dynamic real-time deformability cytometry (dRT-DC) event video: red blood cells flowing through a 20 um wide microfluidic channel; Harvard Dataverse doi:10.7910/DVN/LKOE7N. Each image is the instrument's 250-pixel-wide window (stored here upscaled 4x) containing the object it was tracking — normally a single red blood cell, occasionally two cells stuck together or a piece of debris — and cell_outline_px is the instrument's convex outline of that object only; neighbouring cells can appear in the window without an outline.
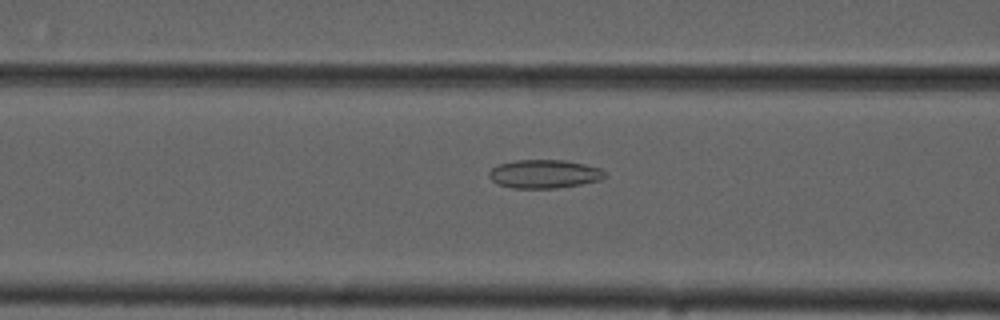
{"species": "common noctule bat (a hibernating species)", "species_latin": "Nyctalus noctula", "temperature_condition": "cold", "stored_images_in_passage": 53, "camera_frame_rate_fps": 3000, "um_per_image_px": 0.085, "animal": {"sex": "male", "forearm_length_mm": 52.5}, "frame": {"image": 1, "passage_image": 22, "time_ms": 7.0, "image_size_px": [1000, 320], "cell_outline_px": [[608, 176], [600, 180], [580, 184], [556, 188], [512, 188], [500, 184], [492, 180], [488, 176], [488, 172], [492, 168], [500, 164], [516, 160], [564, 160], [584, 164], [600, 168]], "centroid_in_image_um": [46.27, 14.78], "position_along_channel_um": 120.3, "area_um2": 19.13}}
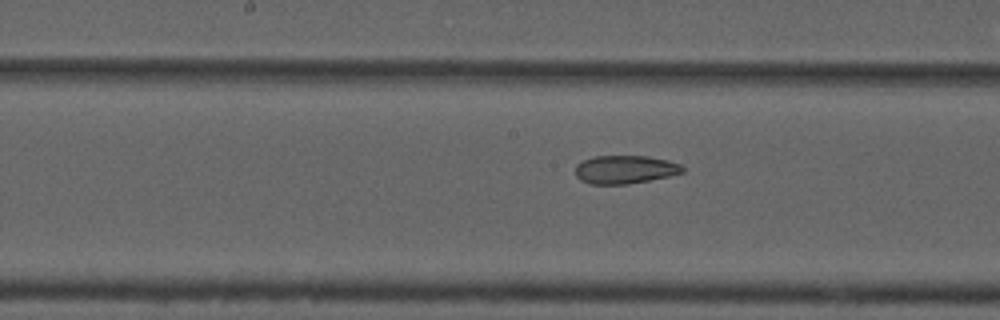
{"frame": {"image": 2, "passage_image": 28, "time_ms": 9.0, "image_size_px": [1000, 320], "cell_outline_px": [[684, 172], [668, 176], [628, 184], [592, 184], [580, 180], [576, 176], [576, 164], [592, 156], [648, 156], [668, 160], [680, 164], [684, 168]], "centroid_in_image_um": [53.12, 14.4], "position_along_channel_um": 195.1, "area_um2": 17.63}}
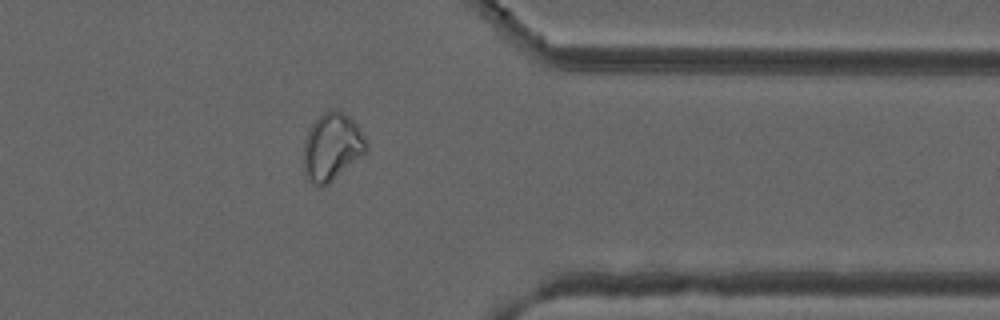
{"frame": {"image": 3, "passage_image": 44, "time_ms": 14.333, "image_size_px": [1000, 320], "cell_outline_px": [[368, 148], [360, 156], [328, 184], [320, 188], [308, 180], [304, 176], [304, 140], [312, 124], [324, 112], [332, 108], [340, 108], [356, 124], [368, 140]], "centroid_in_image_um": [28.21, 12.47], "position_along_channel_um": 383.2, "area_um2": 24.62}, "authors_computed_cell_mechanics": {"area_um2": 23.0622, "velocity_mm_per_s": 3.7324, "shape_relaxation_time_tau1_ms": null, "shape_relaxation_time_tau2_ms": 3.1508, "deformation_change_tau1": null, "deformation_change_tau2": 0.0804}}